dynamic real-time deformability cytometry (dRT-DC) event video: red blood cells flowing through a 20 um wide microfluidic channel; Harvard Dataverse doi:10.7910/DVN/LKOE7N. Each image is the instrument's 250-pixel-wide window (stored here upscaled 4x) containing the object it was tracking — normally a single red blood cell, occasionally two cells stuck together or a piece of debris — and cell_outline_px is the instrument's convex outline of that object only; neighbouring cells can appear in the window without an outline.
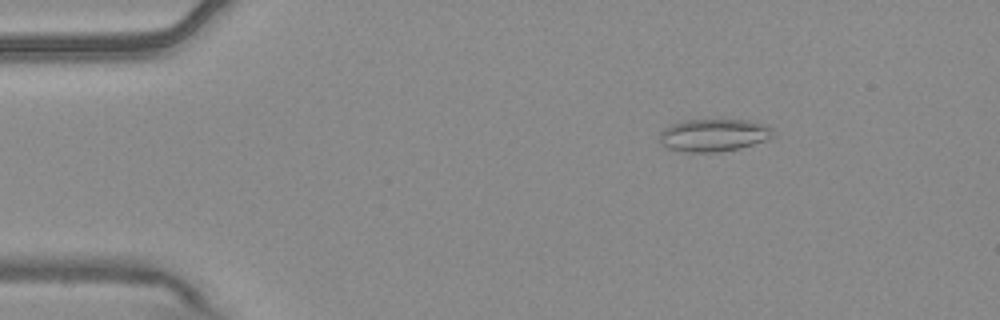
{"species": "common noctule bat (a hibernating species)", "species_latin": "Nyctalus noctula", "temperature_condition": "warm", "stored_images_in_passage": 5, "camera_frame_rate_fps": 3000, "um_per_image_px": 0.085, "animal": {"sex": "male", "body_mass_g": 20.4}, "frame": {"image": 1, "passage_image": 3, "time_ms": 0.667, "image_size_px": [1000, 320], "cell_outline_px": [[772, 136], [764, 140], [740, 148], [720, 152], [688, 152], [668, 148], [660, 144], [660, 132], [664, 128], [672, 124], [684, 120], [748, 120], [768, 124], [772, 128]], "centroid_in_image_um": [60.65, 11.48], "position_along_channel_um": 24.3, "area_um2": 21.5}}